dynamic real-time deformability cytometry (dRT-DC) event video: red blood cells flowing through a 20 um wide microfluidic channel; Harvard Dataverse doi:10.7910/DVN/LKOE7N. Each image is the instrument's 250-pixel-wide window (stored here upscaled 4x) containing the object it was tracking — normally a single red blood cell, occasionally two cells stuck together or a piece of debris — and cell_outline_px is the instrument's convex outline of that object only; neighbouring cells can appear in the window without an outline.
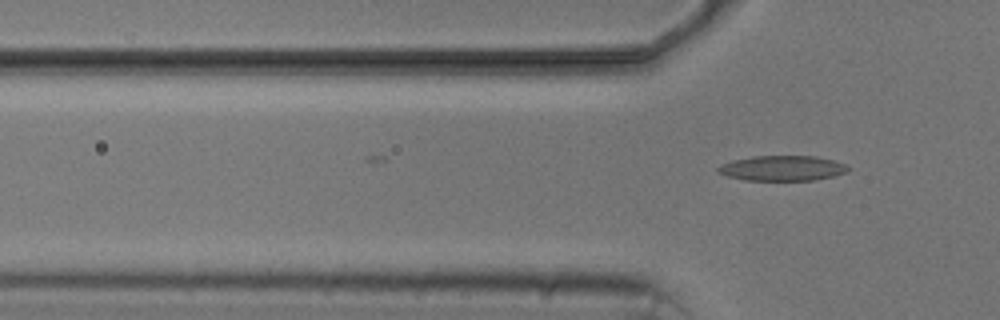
{"species": "common noctule bat (a hibernating species)", "species_latin": "Nyctalus noctula", "temperature_condition": "cold", "stored_images_in_passage": 7, "segment_of_instrument_passage": [2, 2], "camera_frame_rate_fps": 3000, "um_per_image_px": 0.085, "animal": {"sex": "male", "body_mass_g": 20.5, "forearm_length_mm": 52.5}, "frame": {"image": 1, "passage_image": 7, "time_ms": 6.667, "image_size_px": [1000, 320], "cell_outline_px": [[852, 168], [848, 172], [832, 176], [812, 180], [744, 180], [728, 176], [720, 172], [716, 168], [720, 164], [732, 160], [752, 156], [816, 156], [832, 160], [844, 164]], "centroid_in_image_um": [66.5, 14.29], "position_along_channel_um": 59.3, "area_um2": 19.02}}